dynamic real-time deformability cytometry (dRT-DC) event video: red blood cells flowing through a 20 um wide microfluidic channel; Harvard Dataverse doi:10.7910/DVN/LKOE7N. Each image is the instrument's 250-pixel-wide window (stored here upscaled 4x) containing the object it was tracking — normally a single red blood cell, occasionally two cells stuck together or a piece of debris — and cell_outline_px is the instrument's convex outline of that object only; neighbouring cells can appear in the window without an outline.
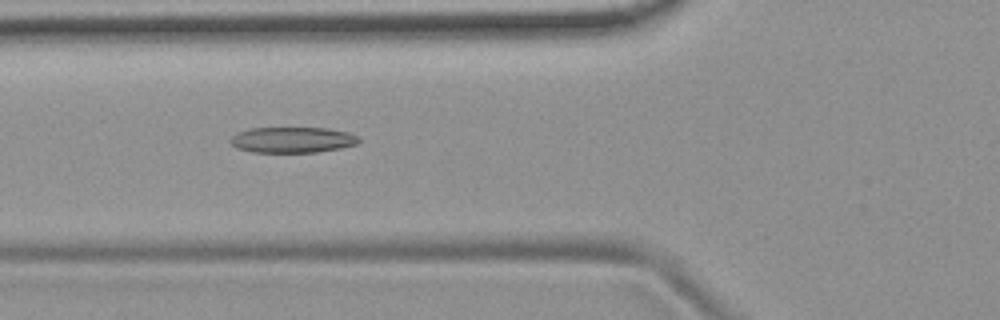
{"species": "common noctule bat (a hibernating species)", "species_latin": "Nyctalus noctula", "temperature_condition": "room temperature", "stored_images_in_passage": 46, "camera_frame_rate_fps": 3000, "um_per_image_px": 0.085, "animal": {"sex": "female", "body_mass_g": 19.9}, "frame": {"image": 1, "passage_image": 13, "time_ms": 4.0, "image_size_px": [1000, 320], "cell_outline_px": [[360, 140], [356, 144], [340, 148], [316, 152], [252, 152], [236, 148], [228, 140], [236, 132], [248, 128], [328, 128], [348, 132], [360, 136]], "centroid_in_image_um": [24.83, 11.88], "position_along_channel_um": 101.0, "area_um2": 19.42}}
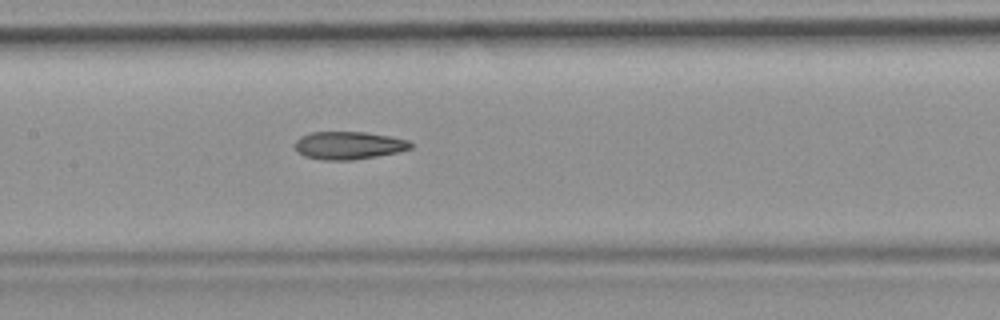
{"frame": {"image": 2, "passage_image": 19, "time_ms": 6.0, "image_size_px": [1000, 320], "cell_outline_px": [[412, 148], [400, 152], [352, 160], [324, 160], [304, 156], [296, 152], [292, 144], [300, 136], [312, 132], [364, 132], [388, 136], [408, 140], [412, 144]], "centroid_in_image_um": [29.59, 12.36], "position_along_channel_um": 177.8, "area_um2": 18.9}}
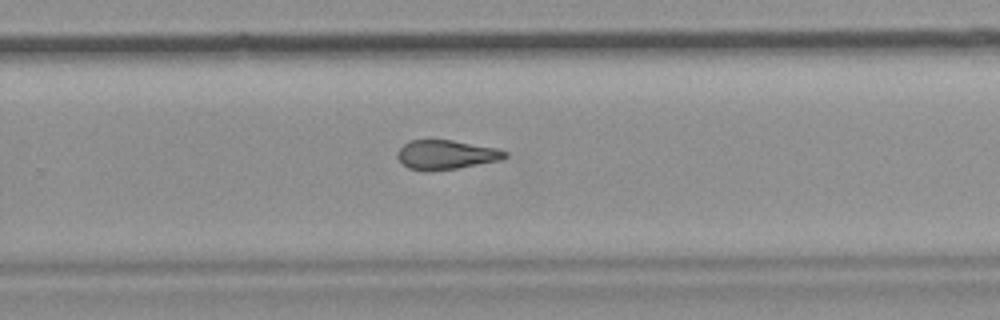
{"frame": {"image": 3, "passage_image": 28, "time_ms": 9.0, "image_size_px": [1000, 320], "cell_outline_px": [[508, 156], [500, 160], [460, 168], [432, 172], [424, 172], [408, 168], [396, 156], [396, 152], [408, 140], [452, 140], [496, 148], [508, 152]], "centroid_in_image_um": [37.9, 13.17], "position_along_channel_um": 291.9, "area_um2": 18.61}, "authors_computed_cell_mechanics": {"area_um2": 19.3919, "velocity_mm_per_s": 3.824, "shape_relaxation_time_tau1_ms": null, "shape_relaxation_time_tau2_ms": 4.8265, "deformation_change_tau1": null, "deformation_change_tau2": 0.1447}}